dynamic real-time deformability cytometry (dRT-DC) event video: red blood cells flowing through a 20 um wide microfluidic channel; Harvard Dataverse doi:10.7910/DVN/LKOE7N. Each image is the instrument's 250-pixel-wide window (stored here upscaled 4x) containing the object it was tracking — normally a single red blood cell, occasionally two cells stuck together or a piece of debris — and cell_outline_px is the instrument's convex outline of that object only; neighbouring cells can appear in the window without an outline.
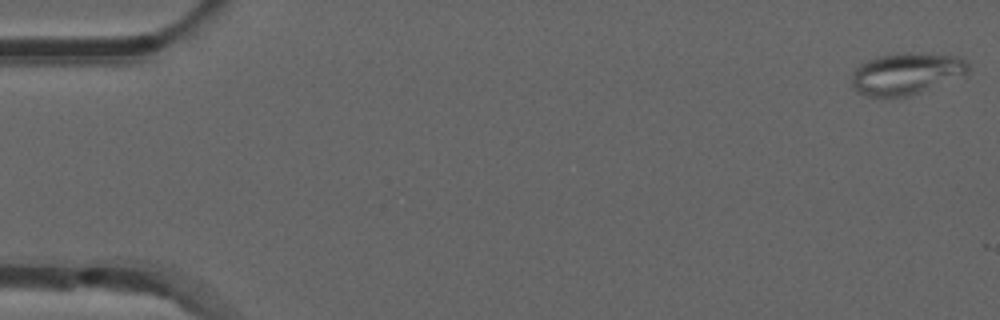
{"species": "common noctule bat (a hibernating species)", "species_latin": "Nyctalus noctula", "temperature_condition": "room temperature", "stored_images_in_passage": 52, "camera_frame_rate_fps": 3000, "um_per_image_px": 0.085, "animal": {"sex": "male", "forearm_length_mm": 52.5}, "frame": {"image": 1, "passage_image": 1, "time_ms": 0.0, "image_size_px": [1000, 320], "cell_outline_px": [[968, 76], [908, 96], [868, 96], [856, 92], [852, 84], [852, 72], [860, 64], [868, 60], [880, 56], [908, 52], [960, 56], [968, 64]], "centroid_in_image_um": [77.09, 6.26], "position_along_channel_um": 7.9, "area_um2": 28.5}}
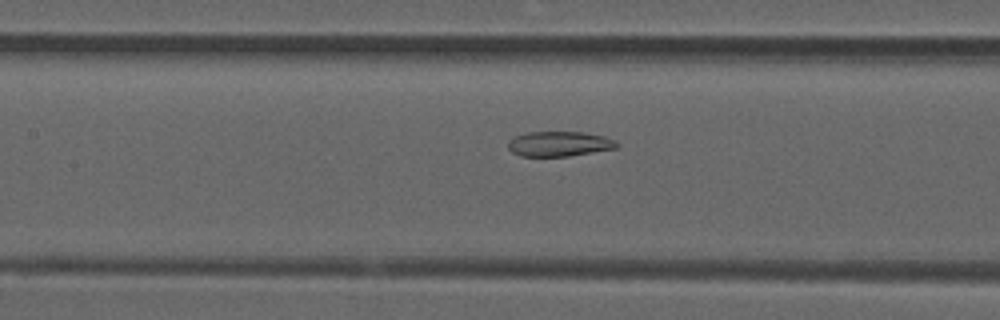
{"frame": {"image": 2, "passage_image": 24, "time_ms": 7.667, "image_size_px": [1000, 320], "cell_outline_px": [[620, 144], [616, 148], [568, 156], [520, 156], [512, 152], [508, 148], [508, 140], [516, 136], [528, 132], [584, 132], [604, 136]], "centroid_in_image_um": [47.51, 12.23], "position_along_channel_um": 159.9, "area_um2": 15.72}}
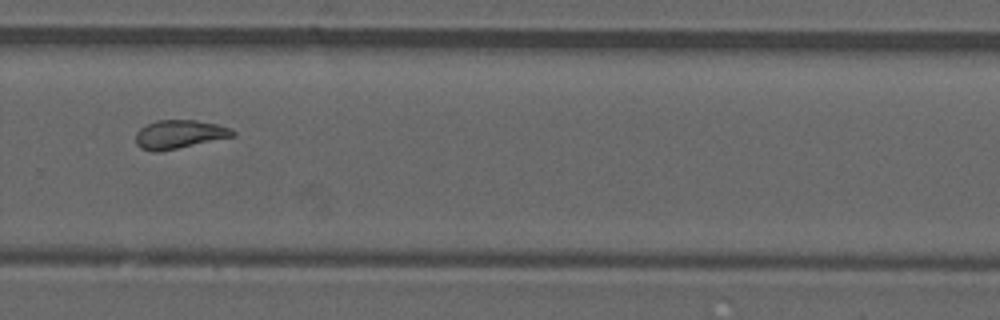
{"frame": {"image": 3, "passage_image": 36, "time_ms": 11.667, "image_size_px": [1000, 320], "cell_outline_px": [[236, 136], [160, 152], [152, 152], [140, 148], [136, 144], [136, 132], [140, 128], [156, 120], [196, 120], [216, 124], [228, 128], [236, 132]], "centroid_in_image_um": [15.22, 11.43], "position_along_channel_um": 314.6, "area_um2": 16.24}, "authors_computed_cell_mechanics": {"area_um2": 16.8776, "velocity_mm_per_s": 3.8753, "shape_relaxation_time_tau1_ms": null, "shape_relaxation_time_tau2_ms": 3.9276, "deformation_change_tau1": null, "deformation_change_tau2": 0.1182}}